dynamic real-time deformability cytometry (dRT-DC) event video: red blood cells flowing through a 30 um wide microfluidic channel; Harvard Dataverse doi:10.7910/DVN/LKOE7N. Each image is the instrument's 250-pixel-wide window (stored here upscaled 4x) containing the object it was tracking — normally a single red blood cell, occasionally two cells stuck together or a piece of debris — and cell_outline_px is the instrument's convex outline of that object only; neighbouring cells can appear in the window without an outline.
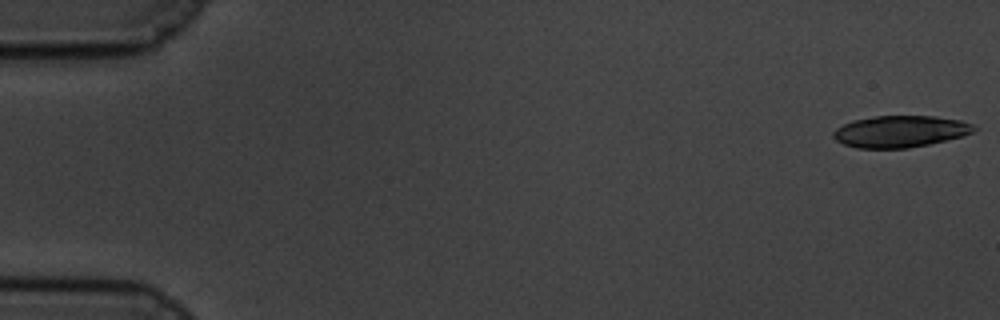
{"species": "common noctule bat (a hibernating species)", "species_latin": "Nyctalus noctula", "temperature_condition": "cold", "stored_images_in_passage": 18, "camera_frame_rate_fps": 3000, "um_per_image_px": 0.085, "animal": {"sex": "male", "body_mass_g": 19.5, "forearm_length_mm": 54.6}, "frame": {"image": 1, "passage_image": 1, "time_ms": 0.0, "image_size_px": [1000, 320], "cell_outline_px": [[976, 128], [972, 132], [964, 136], [928, 144], [908, 148], [856, 148], [844, 144], [836, 140], [832, 136], [832, 132], [836, 128], [852, 120], [876, 116], [936, 116], [960, 120], [972, 124]], "centroid_in_image_um": [76.5, 11.17], "position_along_channel_um": 8.5, "area_um2": 25.95}}